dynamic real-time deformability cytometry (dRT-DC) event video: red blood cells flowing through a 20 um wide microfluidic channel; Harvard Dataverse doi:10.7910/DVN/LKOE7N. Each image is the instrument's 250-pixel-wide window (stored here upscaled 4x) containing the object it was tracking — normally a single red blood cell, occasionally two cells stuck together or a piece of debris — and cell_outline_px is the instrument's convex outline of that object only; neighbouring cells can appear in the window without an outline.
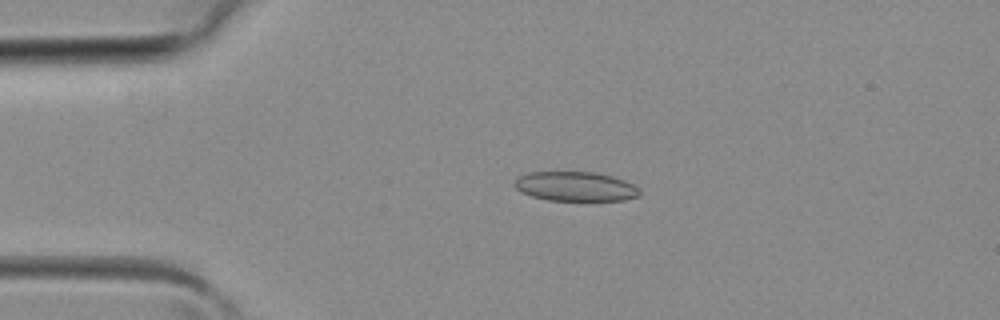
{"species": "common noctule bat (a hibernating species)", "species_latin": "Nyctalus noctula", "temperature_condition": "room temperature", "stored_images_in_passage": 8, "camera_frame_rate_fps": 3000, "um_per_image_px": 0.085, "animal": {"sex": "female", "body_mass_g": 19.3, "forearm_length_mm": 54.1}, "frame": {"image": 1, "passage_image": 7, "time_ms": 2.0, "image_size_px": [1000, 320], "cell_outline_px": [[640, 196], [624, 200], [548, 200], [532, 196], [520, 192], [516, 188], [516, 180], [520, 176], [528, 172], [592, 172], [612, 176], [624, 180], [632, 184], [640, 192]], "centroid_in_image_um": [48.91, 15.85], "position_along_channel_um": 36.1, "area_um2": 21.21}}